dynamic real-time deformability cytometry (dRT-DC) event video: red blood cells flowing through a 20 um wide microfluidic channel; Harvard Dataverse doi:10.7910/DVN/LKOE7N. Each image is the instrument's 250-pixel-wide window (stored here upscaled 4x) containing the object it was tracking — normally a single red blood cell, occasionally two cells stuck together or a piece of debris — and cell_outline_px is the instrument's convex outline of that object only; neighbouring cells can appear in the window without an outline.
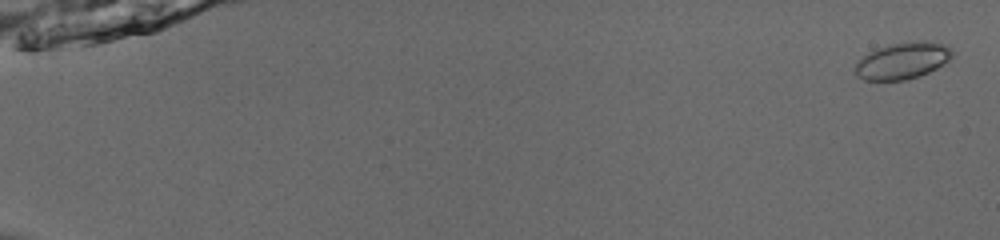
{"species": "common noctule bat (a hibernating species)", "species_latin": "Nyctalus noctula", "temperature_condition": "room temperature", "stored_images_in_passage": 55, "camera_frame_rate_fps": 3000, "um_per_image_px": 0.085, "animal": {"sex": "male", "body_mass_g": 13.0, "forearm_length_mm": 53.1}, "frame": {"image": 1, "passage_image": 2, "time_ms": 0.333, "image_size_px": [1000, 240], "cell_outline_px": [[956, 52], [948, 60], [936, 68], [920, 76], [908, 80], [864, 80], [856, 76], [856, 64], [868, 52], [892, 44], [920, 40], [924, 40], [944, 44]], "centroid_in_image_um": [76.75, 5.16], "position_along_channel_um": 8.2, "area_um2": 20.58}}
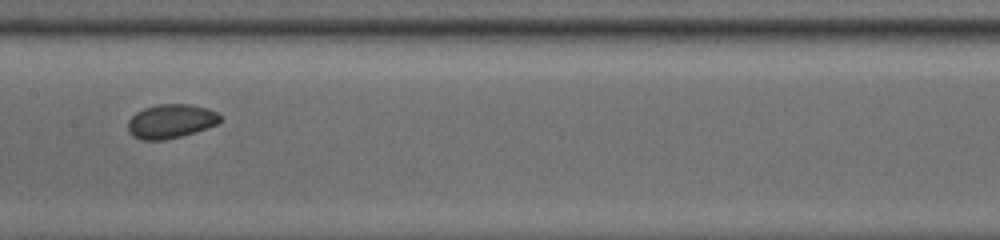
{"frame": {"image": 2, "passage_image": 31, "time_ms": 10.0, "image_size_px": [1000, 240], "cell_outline_px": [[220, 120], [216, 124], [180, 136], [164, 140], [140, 140], [132, 136], [128, 132], [128, 120], [136, 112], [144, 108], [160, 104], [192, 104], [208, 108], [216, 112], [220, 116]], "centroid_in_image_um": [14.47, 10.3], "position_along_channel_um": 192.9, "area_um2": 18.15}}
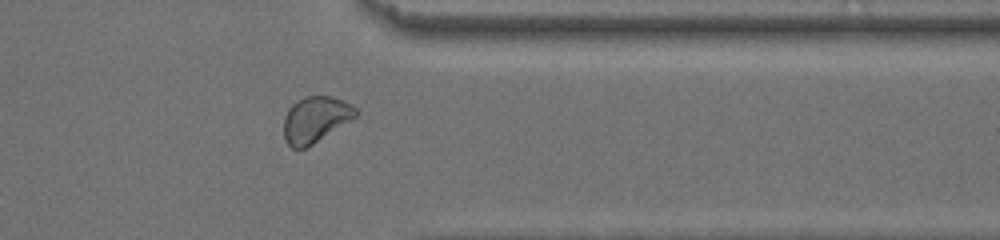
{"frame": {"image": 3, "passage_image": 46, "time_ms": 15.0, "image_size_px": [1000, 240], "cell_outline_px": [[360, 112], [356, 116], [312, 144], [304, 148], [292, 148], [288, 144], [284, 136], [284, 116], [288, 108], [292, 104], [304, 96], [328, 96], [352, 104]], "centroid_in_image_um": [26.79, 10.13], "position_along_channel_um": 384.6, "area_um2": 18.96}, "authors_computed_cell_mechanics": {"area_um2": 18.9584, "velocity_mm_per_s": 3.8889, "shape_relaxation_time_tau1_ms": 2.2813, "shape_relaxation_time_tau2_ms": 2.8897, "deformation_change_tau1": 0.0466, "deformation_change_tau2": 0.0374}}